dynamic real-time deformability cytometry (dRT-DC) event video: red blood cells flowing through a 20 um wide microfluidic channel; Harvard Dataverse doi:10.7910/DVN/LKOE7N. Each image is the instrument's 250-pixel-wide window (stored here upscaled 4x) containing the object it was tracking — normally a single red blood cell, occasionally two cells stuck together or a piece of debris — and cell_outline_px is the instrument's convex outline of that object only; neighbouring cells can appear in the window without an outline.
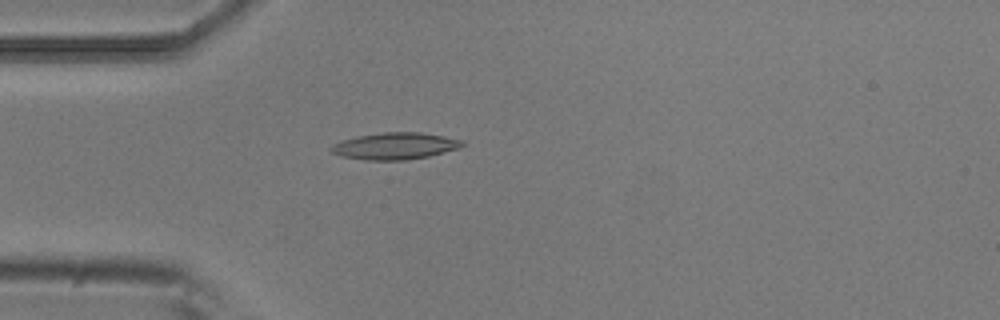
{"species": "common noctule bat (a hibernating species)", "species_latin": "Nyctalus noctula", "temperature_condition": "room temperature", "stored_images_in_passage": 1, "camera_frame_rate_fps": 3000, "um_per_image_px": 0.085, "animal": {"sex": "male", "body_mass_g": 20.5, "forearm_length_mm": 52.5}, "frame": {"image": 1, "passage_image": 1, "time_ms": 0.0, "image_size_px": [1000, 320], "cell_outline_px": [[464, 144], [460, 148], [428, 156], [408, 160], [364, 160], [340, 156], [332, 152], [328, 148], [332, 144], [340, 140], [356, 136], [384, 132], [420, 132], [444, 136], [464, 140]], "centroid_in_image_um": [33.54, 12.41], "position_along_channel_um": 51.5, "area_um2": 20.69}}